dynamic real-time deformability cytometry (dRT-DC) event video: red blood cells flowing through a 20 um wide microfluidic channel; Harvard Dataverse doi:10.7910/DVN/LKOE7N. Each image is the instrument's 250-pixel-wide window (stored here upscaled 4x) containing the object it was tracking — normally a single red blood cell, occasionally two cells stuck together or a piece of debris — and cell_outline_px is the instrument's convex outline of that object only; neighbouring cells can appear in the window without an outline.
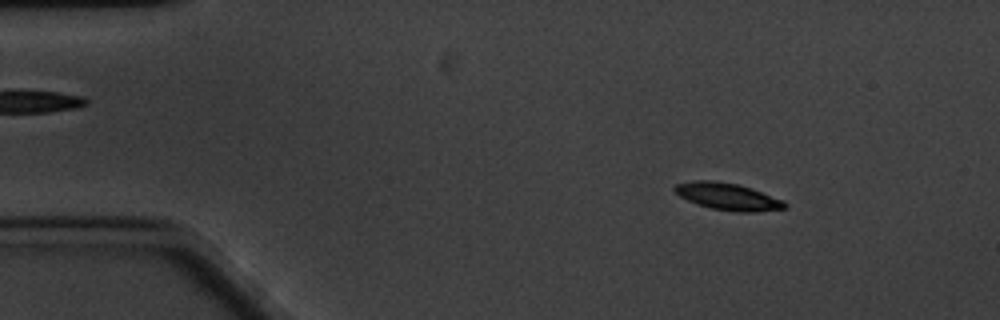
{"species": "common noctule bat (a hibernating species)", "species_latin": "Nyctalus noctula", "temperature_condition": "cold", "stored_images_in_passage": 61, "camera_frame_rate_fps": 3000, "um_per_image_px": 0.085, "animal": {"sex": "male", "body_mass_g": 20.1, "forearm_length_mm": 53.5}, "frame": {"image": 1, "passage_image": 8, "time_ms": 2.333, "image_size_px": [1000, 320], "cell_outline_px": [[788, 208], [756, 212], [736, 212], [712, 208], [696, 204], [680, 196], [672, 188], [676, 184], [692, 180], [712, 180], [736, 184], [784, 200], [788, 204]], "centroid_in_image_um": [61.86, 16.71], "position_along_channel_um": 23.1, "area_um2": 17.22}}
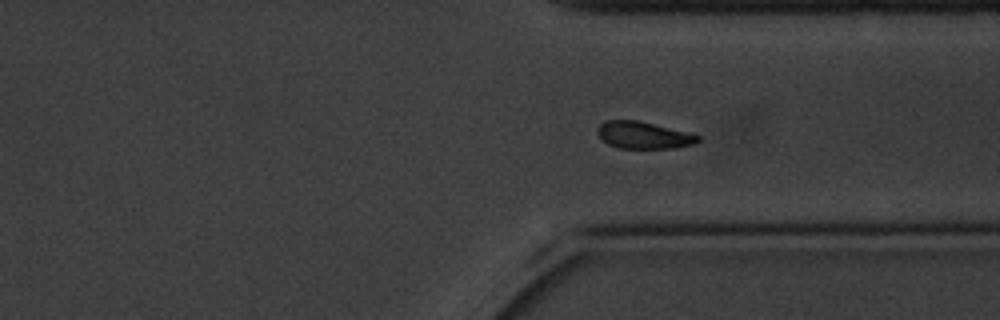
{"frame": {"image": 2, "passage_image": 45, "time_ms": 14.667, "image_size_px": [1000, 320], "cell_outline_px": [[700, 140], [692, 144], [676, 148], [620, 148], [608, 144], [596, 132], [596, 128], [604, 120], [636, 120], [700, 136]], "centroid_in_image_um": [54.64, 11.49], "position_along_channel_um": 356.8, "area_um2": 15.49}}
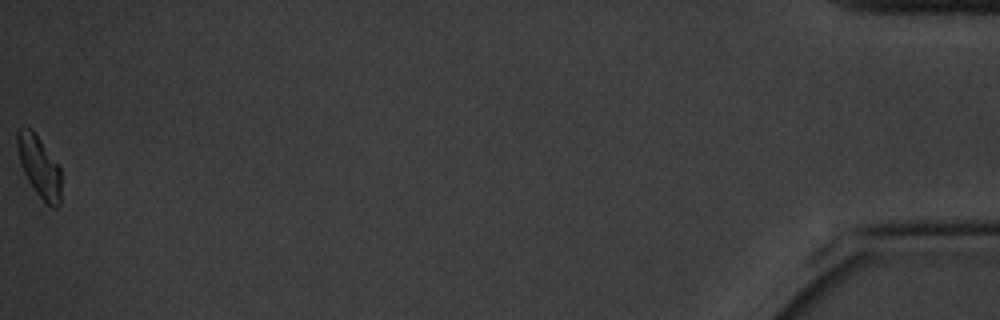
{"frame": {"image": 3, "passage_image": 61, "time_ms": 20.0, "image_size_px": [1000, 320], "cell_outline_px": [[60, 204], [56, 208], [52, 208], [44, 204], [28, 180], [20, 164], [16, 148], [16, 132], [20, 128], [28, 128], [40, 140], [60, 168]], "centroid_in_image_um": [3.32, 14.22], "position_along_channel_um": 431.9, "area_um2": 15.49}, "authors_computed_cell_mechanics": {"area_um2": 16.6464, "velocity_mm_per_s": 3.271, "shape_relaxation_time_tau1_ms": 3.108, "shape_relaxation_time_tau2_ms": null, "deformation_change_tau1": 0.1096, "deformation_change_tau2": null}}